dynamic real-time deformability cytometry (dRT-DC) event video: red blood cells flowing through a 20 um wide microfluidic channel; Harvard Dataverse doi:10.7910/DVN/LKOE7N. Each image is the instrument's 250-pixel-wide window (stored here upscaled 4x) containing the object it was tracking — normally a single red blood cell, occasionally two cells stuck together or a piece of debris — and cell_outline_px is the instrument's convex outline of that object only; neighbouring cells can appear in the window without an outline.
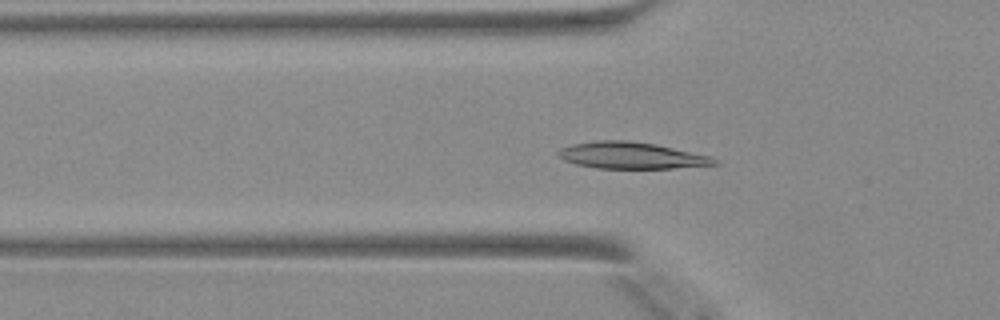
{"species": "Egyptian fruit bat (a non-hibernating species)", "species_latin": "Rousettus aegyptiacus", "temperature_condition": "warm", "stored_images_in_passage": 49, "segment_of_instrument_passage": [1, 2], "camera_frame_rate_fps": 3000, "um_per_image_px": 0.085, "animal": {"sex": "female"}, "frame": {"image": 1, "passage_image": 16, "time_ms": 5.0, "image_size_px": [1000, 320], "cell_outline_px": [[720, 164], [672, 168], [596, 168], [576, 164], [564, 160], [556, 156], [556, 152], [560, 148], [572, 144], [596, 140], [624, 140], [656, 144], [708, 156], [716, 160]], "centroid_in_image_um": [53.58, 13.21], "position_along_channel_um": 72.2, "area_um2": 24.04}}
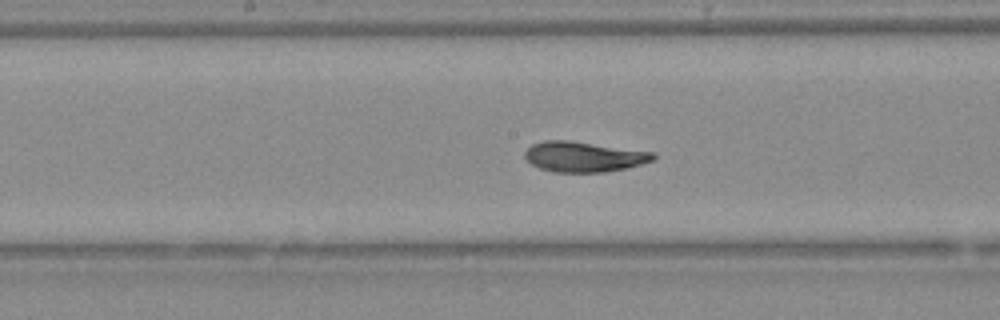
{"frame": {"image": 2, "passage_image": 25, "time_ms": 8.0, "image_size_px": [1000, 320], "cell_outline_px": [[656, 160], [624, 168], [604, 172], [552, 172], [540, 168], [532, 164], [524, 156], [524, 152], [532, 144], [544, 140], [568, 140], [652, 152], [656, 156]], "centroid_in_image_um": [49.6, 13.32], "position_along_channel_um": 198.6, "area_um2": 22.48}}
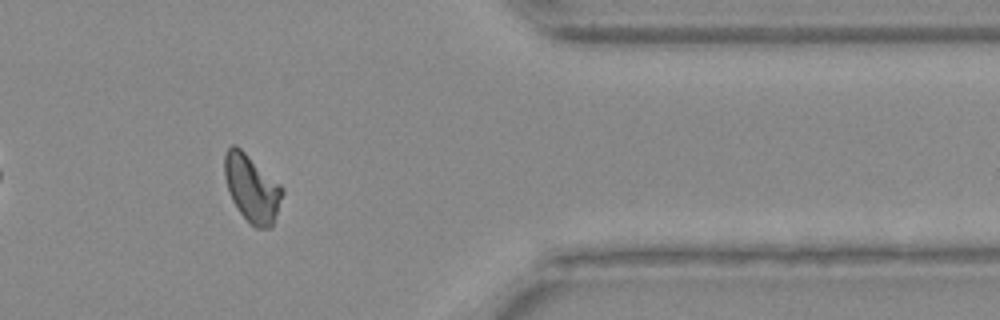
{"frame": {"image": 3, "passage_image": 40, "time_ms": 13.0, "image_size_px": [1000, 320], "cell_outline_px": [[284, 192], [272, 224], [268, 228], [256, 228], [240, 212], [232, 200], [224, 176], [224, 156], [228, 148], [232, 144], [236, 144], [280, 184], [284, 188]], "centroid_in_image_um": [21.39, 15.97], "position_along_channel_um": 390.0, "area_um2": 22.25}}